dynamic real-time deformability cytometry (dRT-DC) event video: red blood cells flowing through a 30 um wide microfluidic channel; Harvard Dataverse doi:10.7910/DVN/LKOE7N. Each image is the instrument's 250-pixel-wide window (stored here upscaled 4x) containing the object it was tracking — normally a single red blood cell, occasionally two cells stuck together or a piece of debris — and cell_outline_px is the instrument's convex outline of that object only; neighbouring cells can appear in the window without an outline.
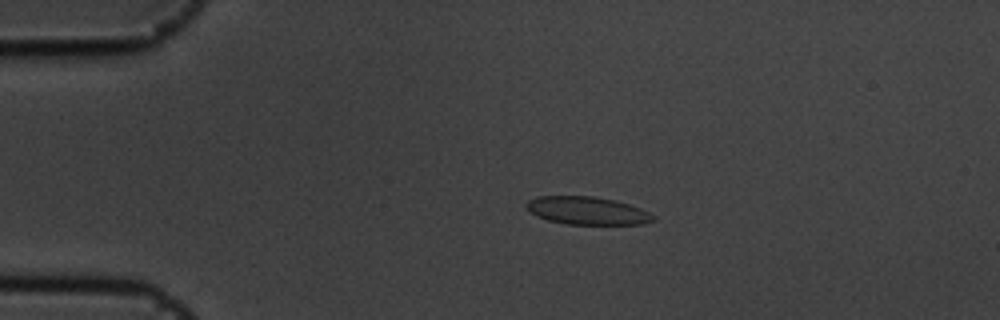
{"species": "common noctule bat (a hibernating species)", "species_latin": "Nyctalus noctula", "temperature_condition": "cold", "stored_images_in_passage": 4, "camera_frame_rate_fps": 3000, "um_per_image_px": 0.085, "animal": {"sex": "male", "body_mass_g": 19.5, "forearm_length_mm": 54.6}, "frame": {"image": 1, "passage_image": 3, "time_ms": 0.667, "image_size_px": [1000, 320], "cell_outline_px": [[656, 220], [644, 224], [568, 224], [548, 220], [536, 216], [528, 212], [524, 204], [528, 200], [536, 196], [592, 196], [612, 200], [628, 204], [640, 208], [656, 216]], "centroid_in_image_um": [49.88, 17.91], "position_along_channel_um": 35.1, "area_um2": 20.69}}